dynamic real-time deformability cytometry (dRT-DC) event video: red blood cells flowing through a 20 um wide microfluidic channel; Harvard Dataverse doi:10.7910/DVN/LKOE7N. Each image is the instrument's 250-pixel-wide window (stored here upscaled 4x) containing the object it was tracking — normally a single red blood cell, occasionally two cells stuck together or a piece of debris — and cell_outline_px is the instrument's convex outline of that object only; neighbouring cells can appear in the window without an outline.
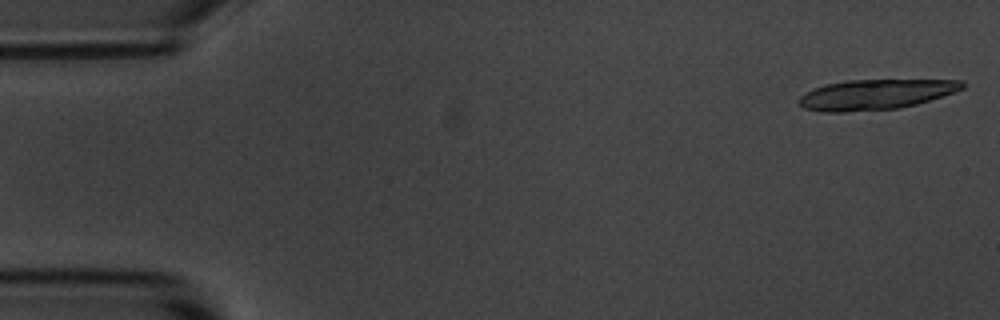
{"species": "common noctule bat (a hibernating species)", "species_latin": "Nyctalus noctula", "temperature_condition": "room temperature", "stored_images_in_passage": 17, "camera_frame_rate_fps": 3000, "um_per_image_px": 0.085, "animal": {"sex": "male", "body_mass_g": 20.1, "forearm_length_mm": 53.5}, "frame": {"image": 1, "passage_image": 1, "time_ms": 0.0, "image_size_px": [1000, 320], "cell_outline_px": [[964, 88], [916, 104], [900, 108], [844, 112], [824, 112], [804, 108], [796, 100], [800, 96], [824, 84], [848, 80], [964, 80]], "centroid_in_image_um": [74.39, 8.03], "position_along_channel_um": 10.6, "area_um2": 28.44}}